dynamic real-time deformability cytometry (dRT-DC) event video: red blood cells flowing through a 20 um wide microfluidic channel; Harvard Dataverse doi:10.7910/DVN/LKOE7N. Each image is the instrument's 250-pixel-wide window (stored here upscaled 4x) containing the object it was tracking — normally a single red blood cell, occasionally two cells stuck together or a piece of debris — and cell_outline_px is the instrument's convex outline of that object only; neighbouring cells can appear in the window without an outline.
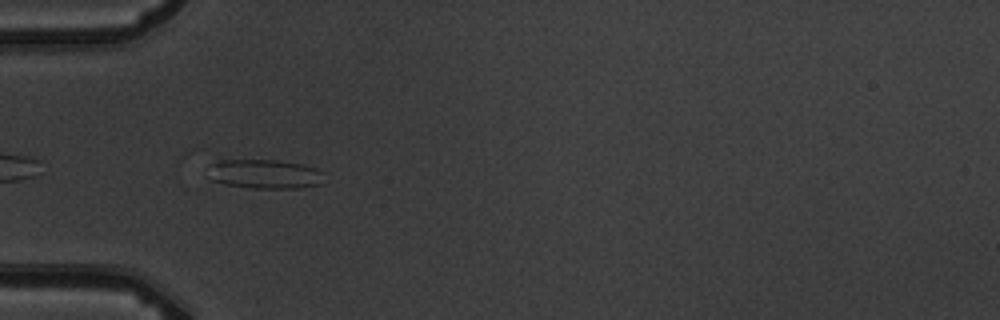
{"species": "common noctule bat (a hibernating species)", "species_latin": "Nyctalus noctula", "temperature_condition": "warm", "stored_images_in_passage": 11, "camera_frame_rate_fps": 3000, "um_per_image_px": 0.085, "animal": {"sex": "male", "body_mass_g": 19.5, "forearm_length_mm": 54.6}, "frame": {"image": 1, "passage_image": 1, "time_ms": 0.0, "image_size_px": [1000, 320], "cell_outline_px": [[320, 184], [300, 188], [252, 188], [224, 184], [212, 180], [192, 152], [196, 148], [204, 148], [300, 164], [316, 168], [320, 172]], "centroid_in_image_um": [21.69, 14.51], "position_along_channel_um": 63.3, "area_um2": 24.28}}
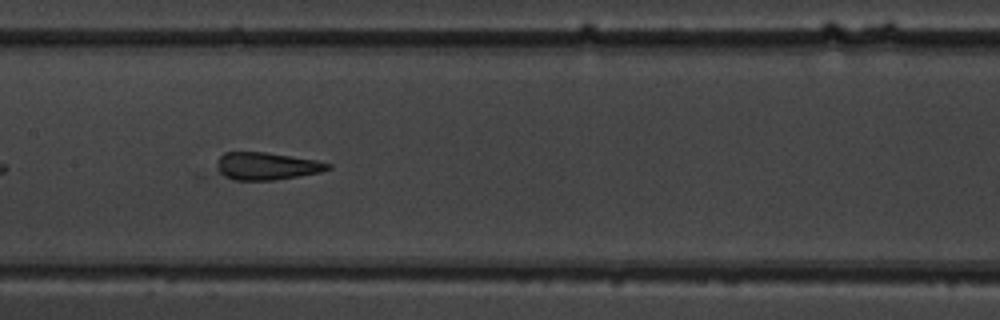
{"frame": {"image": 2, "passage_image": 4, "time_ms": 3.333, "image_size_px": [1000, 320], "cell_outline_px": [[332, 168], [320, 172], [276, 180], [200, 180], [192, 176], [224, 152], [264, 152], [316, 160], [332, 164]], "centroid_in_image_um": [22.0, 14.19], "position_along_channel_um": 185.4, "area_um2": 20.63}}
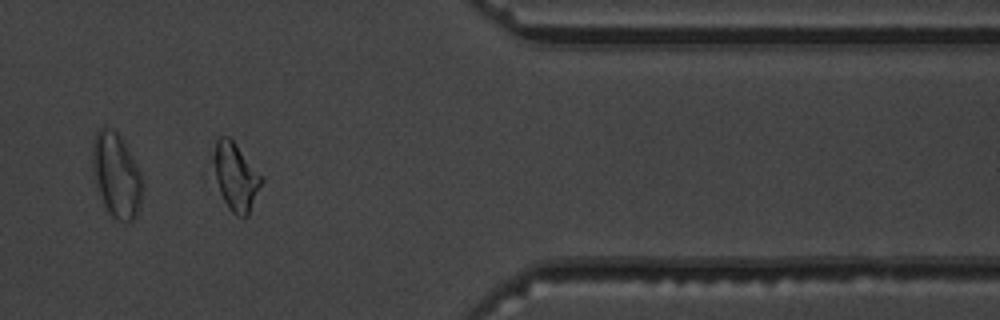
{"frame": {"image": 3, "passage_image": 9, "time_ms": 9.333, "image_size_px": [1000, 320], "cell_outline_px": [[264, 180], [248, 216], [244, 220], [236, 216], [228, 208], [208, 172], [208, 168], [216, 140], [220, 136], [228, 136], [236, 144], [264, 176]], "centroid_in_image_um": [19.96, 15.02], "position_along_channel_um": 391.4, "area_um2": 20.29}}